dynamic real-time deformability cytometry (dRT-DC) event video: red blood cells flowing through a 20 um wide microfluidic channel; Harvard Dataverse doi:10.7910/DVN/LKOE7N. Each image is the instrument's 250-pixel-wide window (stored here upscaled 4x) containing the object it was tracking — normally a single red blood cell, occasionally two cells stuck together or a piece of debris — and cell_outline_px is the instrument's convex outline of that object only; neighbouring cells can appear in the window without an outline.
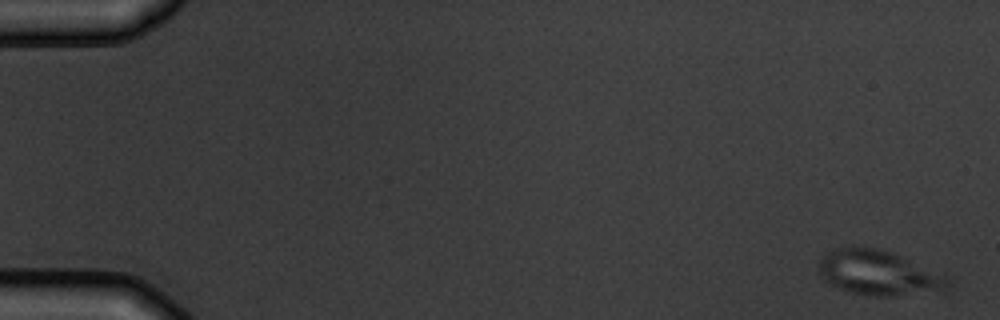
{"species": "common noctule bat (a hibernating species)", "species_latin": "Nyctalus noctula", "temperature_condition": "warm", "stored_images_in_passage": 5, "camera_frame_rate_fps": 3000, "um_per_image_px": 0.085, "animal": {"sex": "male", "body_mass_g": 19.5, "forearm_length_mm": 54.6}, "frame": {"image": 1, "passage_image": 1, "time_ms": 0.0, "image_size_px": [1000, 320], "cell_outline_px": [[952, 284], [944, 292], [892, 296], [872, 296], [848, 292], [828, 284], [820, 276], [820, 260], [828, 252], [836, 248], [876, 248], [892, 252], [948, 276], [952, 280]], "centroid_in_image_um": [74.76, 23.24], "position_along_channel_um": 10.2, "area_um2": 33.99}}